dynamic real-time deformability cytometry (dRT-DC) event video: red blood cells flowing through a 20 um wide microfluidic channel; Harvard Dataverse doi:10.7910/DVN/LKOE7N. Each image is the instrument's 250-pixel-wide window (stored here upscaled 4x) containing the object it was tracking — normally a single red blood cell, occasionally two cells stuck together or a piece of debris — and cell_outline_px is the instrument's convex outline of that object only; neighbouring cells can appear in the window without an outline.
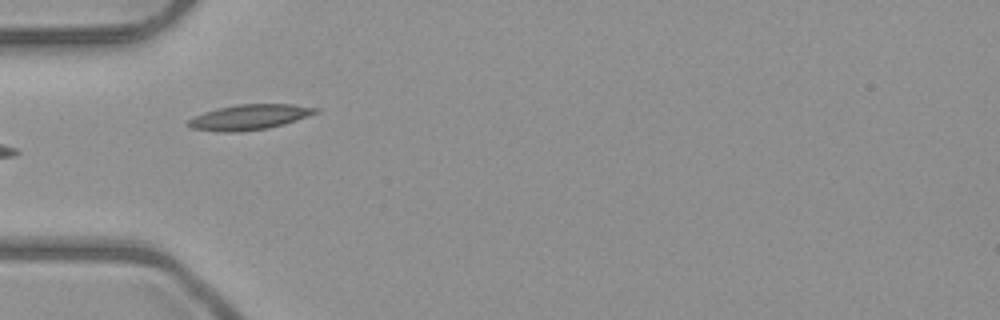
{"species": "common noctule bat (a hibernating species)", "species_latin": "Nyctalus noctula", "temperature_condition": "room temperature", "stored_images_in_passage": 7, "camera_frame_rate_fps": 3000, "um_per_image_px": 0.085, "animal": {"sex": "male", "body_mass_g": 23.1, "forearm_length_mm": 52.7}, "frame": {"image": 1, "passage_image": 5, "time_ms": 4.667, "image_size_px": [1000, 320], "cell_outline_px": [[320, 112], [284, 124], [268, 128], [236, 132], [224, 132], [192, 128], [184, 124], [188, 120], [204, 112], [216, 108], [236, 104], [292, 104], [320, 108]], "centroid_in_image_um": [21.21, 9.94], "position_along_channel_um": 63.8, "area_um2": 18.79}}
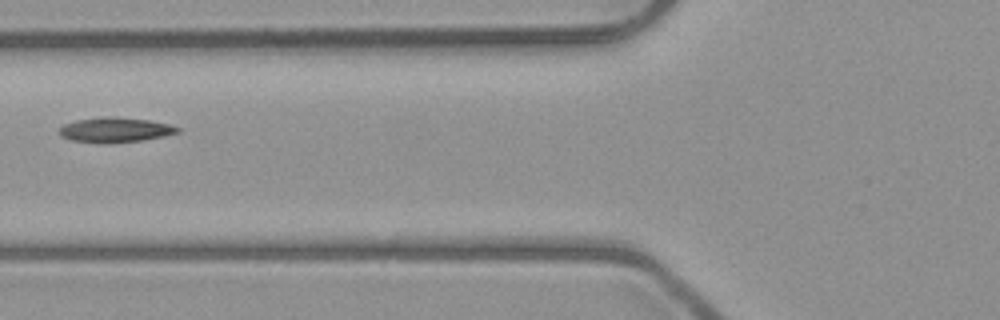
{"frame": {"image": 2, "passage_image": 6, "time_ms": 6.0, "image_size_px": [1000, 320], "cell_outline_px": [[180, 132], [140, 140], [112, 144], [100, 144], [72, 140], [60, 136], [56, 132], [64, 124], [76, 120], [100, 116], [116, 116], [148, 120], [168, 124], [180, 128]], "centroid_in_image_um": [9.71, 11.04], "position_along_channel_um": 116.1, "area_um2": 17.4}}
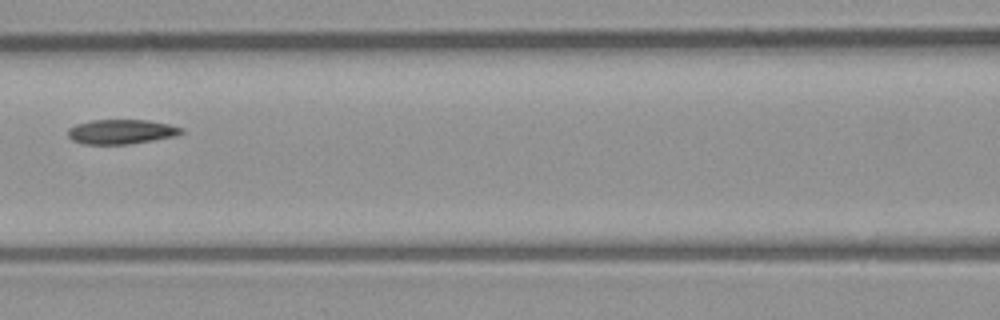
{"frame": {"image": 3, "passage_image": 7, "time_ms": 7.0, "image_size_px": [1000, 320], "cell_outline_px": [[184, 132], [176, 136], [128, 144], [84, 144], [72, 140], [68, 136], [68, 128], [76, 124], [92, 120], [148, 120], [168, 124], [184, 128]], "centroid_in_image_um": [10.31, 11.19], "position_along_channel_um": 156.3, "area_um2": 16.24}}